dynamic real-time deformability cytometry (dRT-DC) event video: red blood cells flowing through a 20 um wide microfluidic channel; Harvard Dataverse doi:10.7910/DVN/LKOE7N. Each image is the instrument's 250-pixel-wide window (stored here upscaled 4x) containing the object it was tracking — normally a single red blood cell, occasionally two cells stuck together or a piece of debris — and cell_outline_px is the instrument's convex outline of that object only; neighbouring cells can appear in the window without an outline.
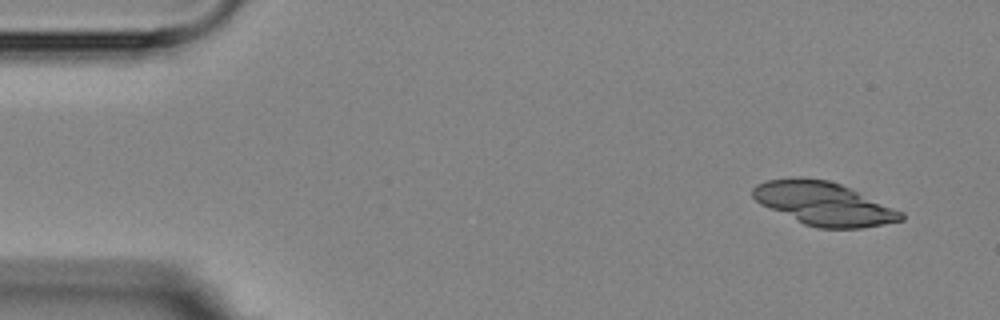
{"species": "Egyptian fruit bat (a non-hibernating species)", "species_latin": "Rousettus aegyptiacus", "temperature_condition": "room temperature", "stored_images_in_passage": 1, "camera_frame_rate_fps": 3000, "um_per_image_px": 0.085, "animal": {"sex": "female"}, "frame": {"image": 1, "passage_image": 1, "time_ms": 0.0, "image_size_px": [1000, 320], "cell_outline_px": [[904, 220], [884, 224], [860, 228], [820, 228], [804, 224], [760, 204], [752, 196], [752, 188], [756, 184], [768, 180], [792, 176], [800, 176], [828, 180], [840, 184], [904, 212]], "centroid_in_image_um": [70.0, 17.29], "position_along_channel_um": 15.0, "area_um2": 37.34}}